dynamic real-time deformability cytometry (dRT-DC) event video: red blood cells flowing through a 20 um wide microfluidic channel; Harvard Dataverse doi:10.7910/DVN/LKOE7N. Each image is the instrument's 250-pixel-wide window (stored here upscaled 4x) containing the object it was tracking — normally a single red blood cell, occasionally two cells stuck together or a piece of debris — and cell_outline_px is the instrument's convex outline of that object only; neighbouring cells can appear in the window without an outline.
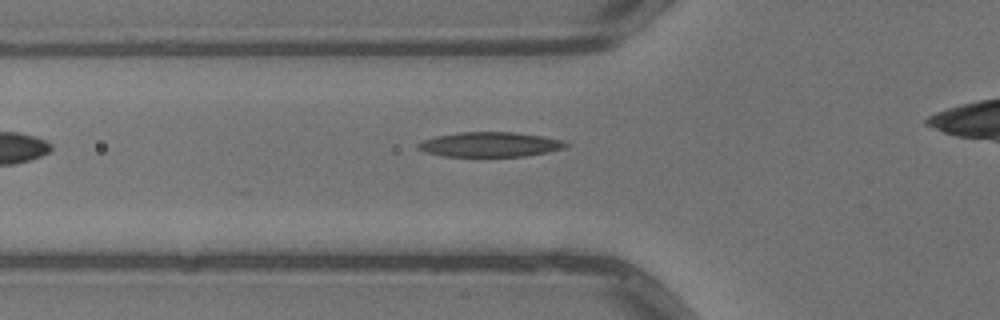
{"species": "common noctule bat (a hibernating species)", "species_latin": "Nyctalus noctula", "temperature_condition": "warm", "stored_images_in_passage": 3, "camera_frame_rate_fps": 3000, "um_per_image_px": 0.085, "animal": {"sex": "male", "body_mass_g": 13.3}, "frame": {"image": 1, "passage_image": 3, "time_ms": 0.667, "image_size_px": [1000, 320], "cell_outline_px": [[572, 144], [568, 148], [548, 152], [524, 156], [444, 156], [424, 152], [416, 148], [416, 144], [424, 140], [436, 136], [460, 132], [516, 132], [564, 140]], "centroid_in_image_um": [41.7, 12.28], "position_along_channel_um": 84.1, "area_um2": 21.5}}